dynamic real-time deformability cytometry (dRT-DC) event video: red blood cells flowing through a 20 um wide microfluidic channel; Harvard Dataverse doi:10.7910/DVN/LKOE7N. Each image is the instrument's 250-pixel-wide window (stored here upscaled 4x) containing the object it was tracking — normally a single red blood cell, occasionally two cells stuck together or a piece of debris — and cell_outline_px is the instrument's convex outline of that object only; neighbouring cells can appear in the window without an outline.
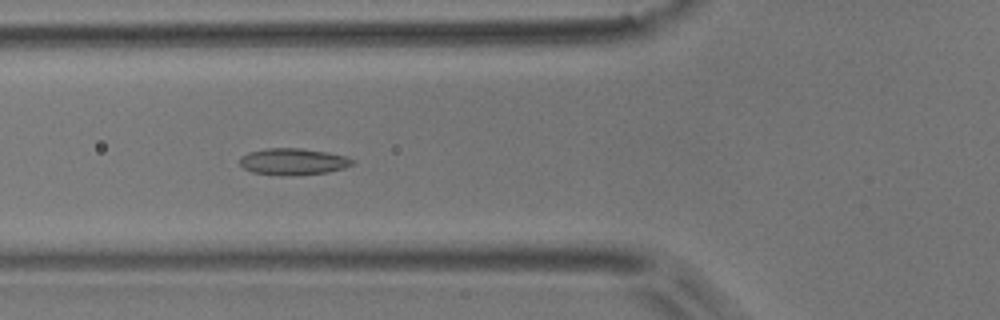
{"species": "common noctule bat (a hibernating species)", "species_latin": "Nyctalus noctula", "temperature_condition": "room temperature", "stored_images_in_passage": 7, "camera_frame_rate_fps": 3000, "um_per_image_px": 0.085, "animal": {"sex": "male", "body_mass_g": 17.9}, "frame": {"image": 1, "passage_image": 5, "time_ms": 1.333, "image_size_px": [1000, 320], "cell_outline_px": [[356, 160], [352, 164], [344, 168], [328, 172], [288, 176], [284, 176], [252, 172], [244, 168], [240, 164], [240, 156], [248, 152], [268, 148], [300, 148], [328, 152], [348, 156]], "centroid_in_image_um": [24.93, 13.73], "position_along_channel_um": 100.9, "area_um2": 17.63}}
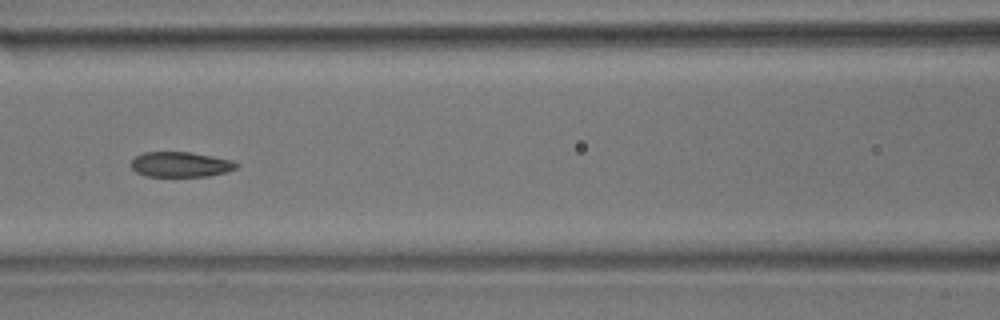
{"frame": {"image": 2, "passage_image": 6, "time_ms": 1.667, "image_size_px": [1000, 320], "cell_outline_px": [[240, 164], [236, 168], [228, 172], [208, 176], [144, 176], [136, 172], [128, 164], [136, 156], [144, 152], [192, 152], [232, 160]], "centroid_in_image_um": [15.34, 13.98], "position_along_channel_um": 151.3, "area_um2": 15.61}}
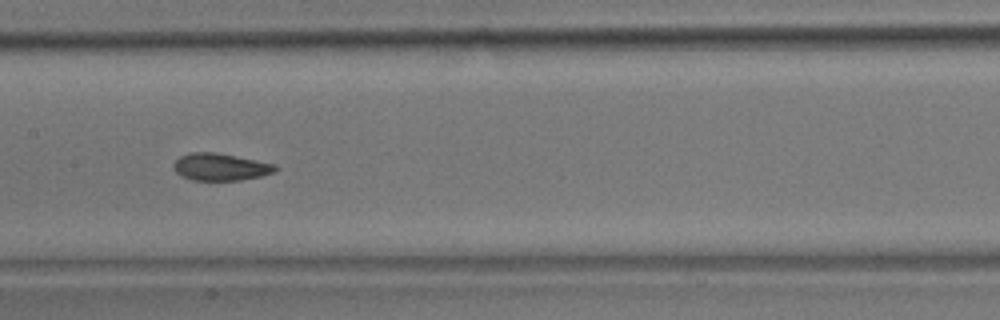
{"frame": {"image": 3, "passage_image": 7, "time_ms": 2.0, "image_size_px": [1000, 320], "cell_outline_px": [[280, 168], [272, 172], [260, 176], [240, 180], [192, 180], [180, 176], [172, 168], [172, 164], [180, 156], [192, 152], [216, 152], [276, 164]], "centroid_in_image_um": [18.71, 14.19], "position_along_channel_um": 188.7, "area_um2": 16.18}}